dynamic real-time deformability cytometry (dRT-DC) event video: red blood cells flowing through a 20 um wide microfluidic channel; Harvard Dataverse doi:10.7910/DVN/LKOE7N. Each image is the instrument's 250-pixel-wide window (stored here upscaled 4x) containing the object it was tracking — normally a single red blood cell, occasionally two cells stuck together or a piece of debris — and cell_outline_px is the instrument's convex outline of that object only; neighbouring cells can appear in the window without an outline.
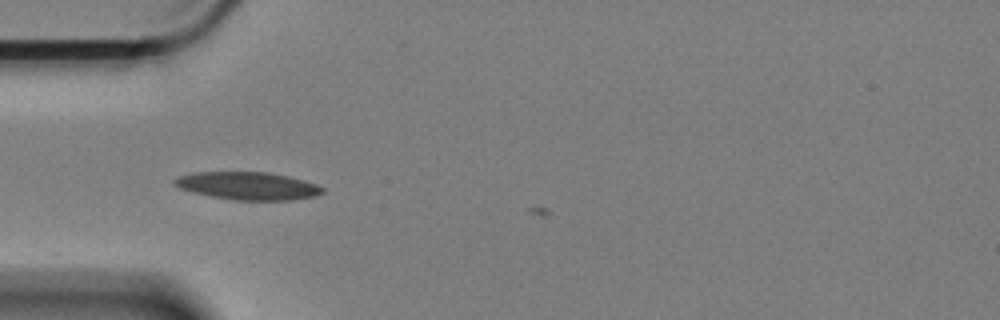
{"species": "Egyptian fruit bat (a non-hibernating species)", "species_latin": "Rousettus aegyptiacus", "temperature_condition": "cold", "stored_images_in_passage": 4, "camera_frame_rate_fps": 3000, "um_per_image_px": 0.085, "animal": {"sex": "female"}, "frame": {"image": 1, "passage_image": 2, "time_ms": 0.333, "image_size_px": [1000, 320], "cell_outline_px": [[324, 192], [316, 196], [292, 200], [232, 200], [208, 196], [192, 192], [180, 188], [172, 184], [172, 180], [176, 176], [192, 172], [268, 172], [288, 176], [304, 180], [316, 184], [324, 188]], "centroid_in_image_um": [21.02, 15.8], "position_along_channel_um": 64.0, "area_um2": 24.28}}